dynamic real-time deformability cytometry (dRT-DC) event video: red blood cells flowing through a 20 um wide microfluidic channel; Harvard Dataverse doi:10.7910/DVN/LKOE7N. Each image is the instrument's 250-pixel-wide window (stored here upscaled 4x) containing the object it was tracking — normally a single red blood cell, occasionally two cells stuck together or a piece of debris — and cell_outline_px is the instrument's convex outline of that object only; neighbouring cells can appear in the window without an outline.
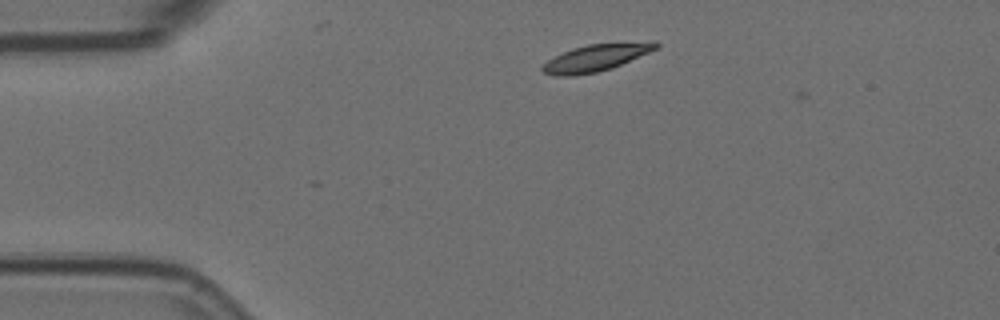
{"species": "Egyptian fruit bat (a non-hibernating species)", "species_latin": "Rousettus aegyptiacus", "temperature_condition": "room temperature", "stored_images_in_passage": 2, "camera_frame_rate_fps": 3000, "um_per_image_px": 0.085, "animal": {"sex": "female"}, "frame": {"image": 1, "passage_image": 1, "time_ms": 0.0, "image_size_px": [1000, 320], "cell_outline_px": [[660, 44], [656, 48], [648, 52], [612, 68], [596, 72], [568, 76], [556, 76], [544, 72], [540, 68], [548, 60], [572, 48], [588, 44], [652, 40], [656, 40]], "centroid_in_image_um": [50.7, 4.88], "position_along_channel_um": 34.3, "area_um2": 17.74}}